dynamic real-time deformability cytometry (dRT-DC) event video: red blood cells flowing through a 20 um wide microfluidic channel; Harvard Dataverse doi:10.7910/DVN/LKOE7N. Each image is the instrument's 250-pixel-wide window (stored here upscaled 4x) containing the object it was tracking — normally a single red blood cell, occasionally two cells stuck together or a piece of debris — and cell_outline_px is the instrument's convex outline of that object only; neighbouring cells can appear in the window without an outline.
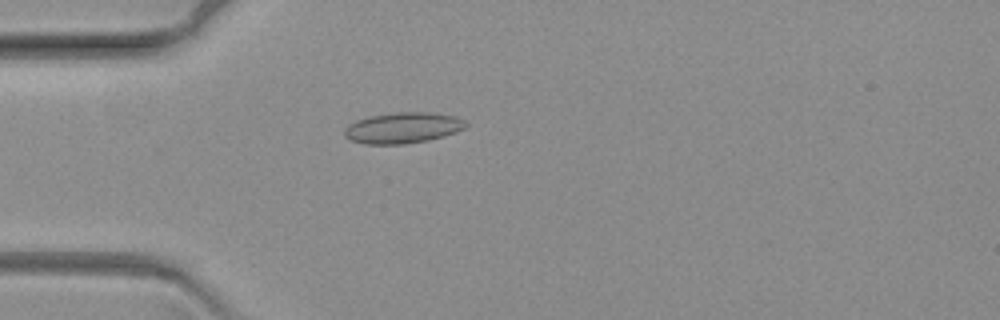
{"species": "common noctule bat (a hibernating species)", "species_latin": "Nyctalus noctula", "temperature_condition": "warm", "stored_images_in_passage": 8, "camera_frame_rate_fps": 3000, "um_per_image_px": 0.085, "animal": {"sex": "female", "body_mass_g": 19.3, "forearm_length_mm": 54.1}, "frame": {"image": 1, "passage_image": 1, "time_ms": 0.0, "image_size_px": [1000, 320], "cell_outline_px": [[468, 124], [464, 128], [444, 136], [428, 140], [404, 144], [364, 144], [352, 140], [344, 136], [344, 128], [348, 124], [356, 120], [368, 116], [396, 112], [428, 112], [456, 116], [464, 120]], "centroid_in_image_um": [34.22, 10.86], "position_along_channel_um": 50.8, "area_um2": 21.91}}
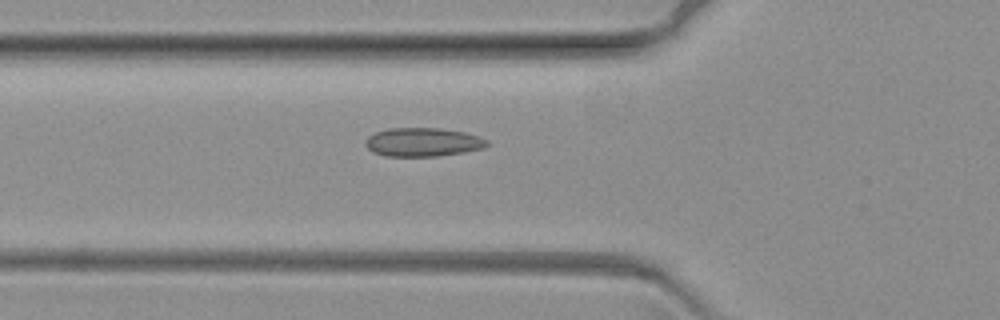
{"frame": {"image": 2, "passage_image": 6, "time_ms": 1.667, "image_size_px": [1000, 320], "cell_outline_px": [[488, 144], [484, 148], [464, 152], [436, 156], [388, 156], [372, 152], [364, 144], [364, 140], [368, 136], [376, 132], [388, 128], [440, 128], [464, 132], [488, 140]], "centroid_in_image_um": [35.91, 12.08], "position_along_channel_um": 89.9, "area_um2": 20.29}}